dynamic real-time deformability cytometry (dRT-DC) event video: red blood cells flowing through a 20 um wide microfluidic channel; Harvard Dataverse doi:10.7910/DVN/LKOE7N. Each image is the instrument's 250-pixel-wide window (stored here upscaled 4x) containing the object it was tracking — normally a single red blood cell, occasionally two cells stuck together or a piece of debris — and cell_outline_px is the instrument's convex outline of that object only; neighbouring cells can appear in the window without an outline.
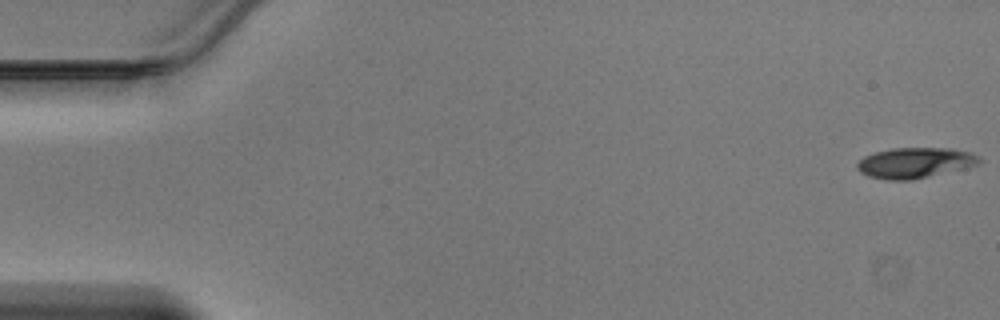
{"species": "Egyptian fruit bat (a non-hibernating species)", "species_latin": "Rousettus aegyptiacus", "temperature_condition": "warm", "stored_images_in_passage": 47, "camera_frame_rate_fps": 3000, "um_per_image_px": 0.085, "animal": {"sex": "male"}, "frame": {"image": 1, "passage_image": 1, "time_ms": 0.0, "image_size_px": [1000, 320], "cell_outline_px": [[984, 160], [980, 164], [968, 168], [912, 180], [888, 180], [868, 176], [860, 172], [856, 168], [856, 164], [864, 156], [876, 152], [892, 148], [952, 148], [972, 152], [980, 156]], "centroid_in_image_um": [77.85, 13.84], "position_along_channel_um": 7.2, "area_um2": 22.14}}
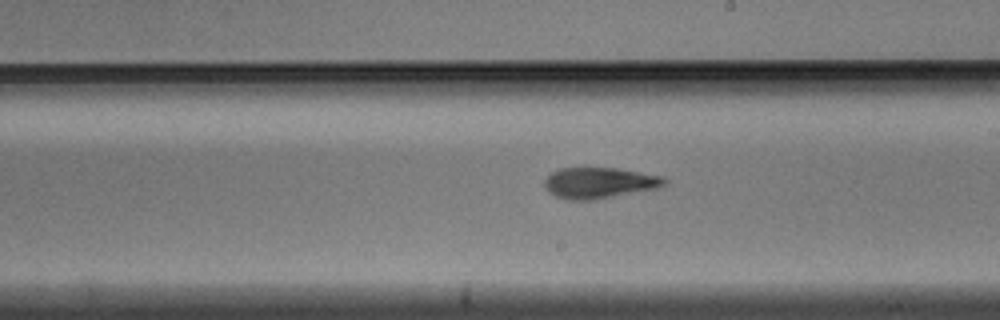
{"frame": {"image": 2, "passage_image": 27, "time_ms": 8.667, "image_size_px": [1000, 320], "cell_outline_px": [[668, 180], [664, 184], [656, 188], [596, 200], [568, 200], [556, 196], [548, 192], [544, 188], [544, 180], [552, 172], [560, 168], [616, 168], [664, 176]], "centroid_in_image_um": [50.92, 15.55], "position_along_channel_um": 238.1, "area_um2": 21.68}}
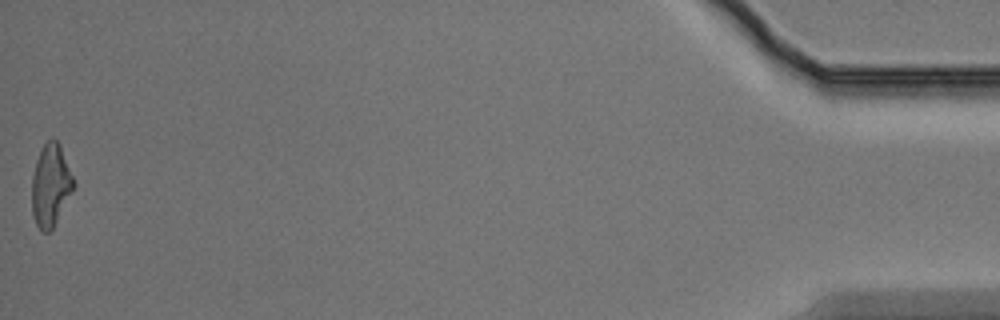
{"frame": {"image": 3, "passage_image": 47, "time_ms": 15.333, "image_size_px": [1000, 320], "cell_outline_px": [[76, 184], [72, 192], [52, 228], [48, 232], [44, 232], [36, 224], [32, 212], [32, 176], [36, 160], [44, 144], [52, 136], [60, 144]], "centroid_in_image_um": [4.31, 15.71], "position_along_channel_um": 430.9, "area_um2": 19.83}}